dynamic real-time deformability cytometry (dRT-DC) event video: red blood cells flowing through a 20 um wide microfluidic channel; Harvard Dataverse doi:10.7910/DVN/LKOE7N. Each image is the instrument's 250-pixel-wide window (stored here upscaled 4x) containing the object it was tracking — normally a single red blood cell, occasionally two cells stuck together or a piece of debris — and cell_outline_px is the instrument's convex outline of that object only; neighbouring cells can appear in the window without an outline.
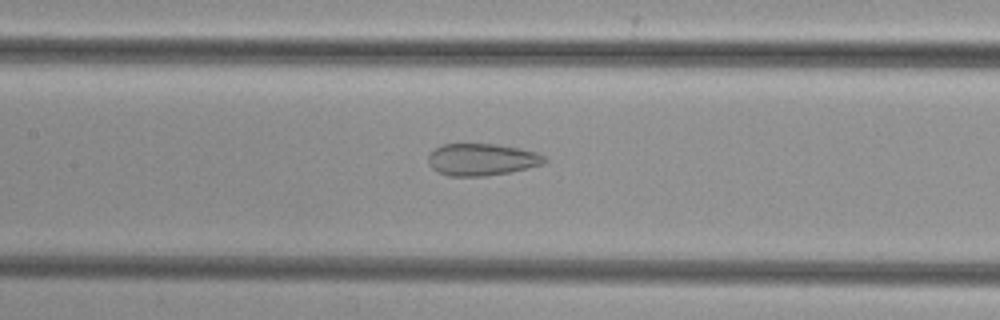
{"species": "common noctule bat (a hibernating species)", "species_latin": "Nyctalus noctula", "temperature_condition": "cold", "stored_images_in_passage": 36, "camera_frame_rate_fps": 3000, "um_per_image_px": 0.085, "animal": {"sex": "female", "body_mass_g": 29.2, "forearm_length_mm": 56.3}, "frame": {"image": 1, "passage_image": 9, "time_ms": 2.667, "image_size_px": [1000, 320], "cell_outline_px": [[548, 160], [544, 164], [528, 168], [508, 172], [484, 176], [448, 176], [436, 172], [428, 164], [428, 156], [436, 148], [444, 144], [496, 144], [520, 148], [536, 152], [544, 156]], "centroid_in_image_um": [40.95, 13.56], "position_along_channel_um": 166.4, "area_um2": 21.73}}
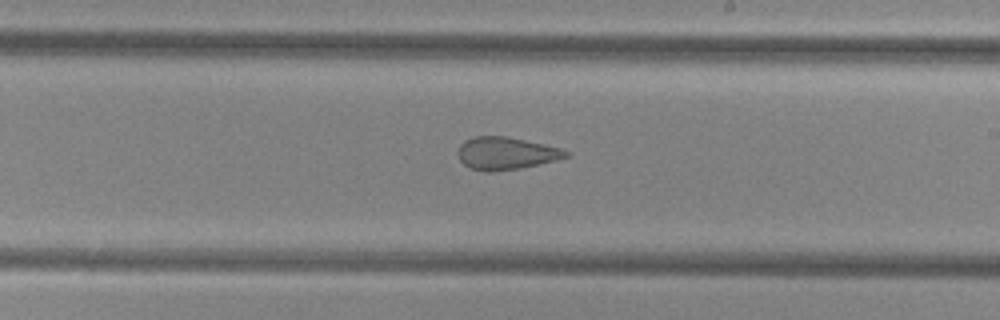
{"frame": {"image": 2, "passage_image": 15, "time_ms": 4.667, "image_size_px": [1000, 320], "cell_outline_px": [[572, 152], [568, 156], [556, 160], [520, 168], [492, 172], [484, 172], [472, 168], [464, 164], [460, 160], [456, 152], [460, 144], [464, 140], [476, 136], [504, 136], [544, 144], [560, 148]], "centroid_in_image_um": [42.99, 13.03], "position_along_channel_um": 246.0, "area_um2": 20.46}}
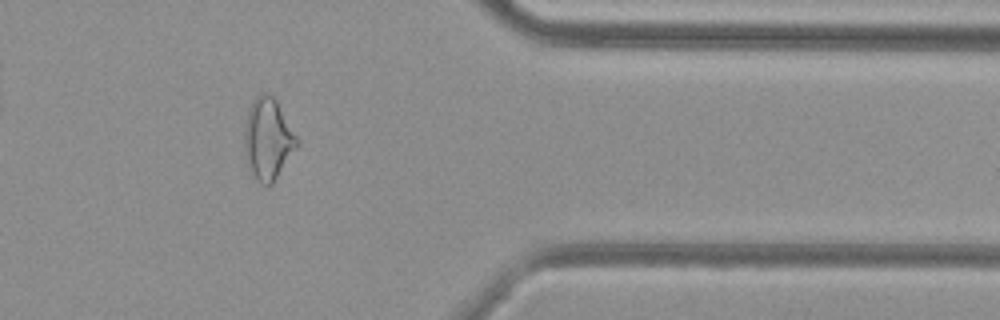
{"frame": {"image": 3, "passage_image": 27, "time_ms": 8.667, "image_size_px": [1000, 320], "cell_outline_px": [[300, 144], [272, 184], [268, 188], [260, 184], [256, 180], [248, 168], [244, 144], [244, 132], [248, 108], [256, 96], [260, 92], [268, 92], [276, 100], [300, 140]], "centroid_in_image_um": [22.78, 11.83], "position_along_channel_um": 388.6, "area_um2": 25.37}}